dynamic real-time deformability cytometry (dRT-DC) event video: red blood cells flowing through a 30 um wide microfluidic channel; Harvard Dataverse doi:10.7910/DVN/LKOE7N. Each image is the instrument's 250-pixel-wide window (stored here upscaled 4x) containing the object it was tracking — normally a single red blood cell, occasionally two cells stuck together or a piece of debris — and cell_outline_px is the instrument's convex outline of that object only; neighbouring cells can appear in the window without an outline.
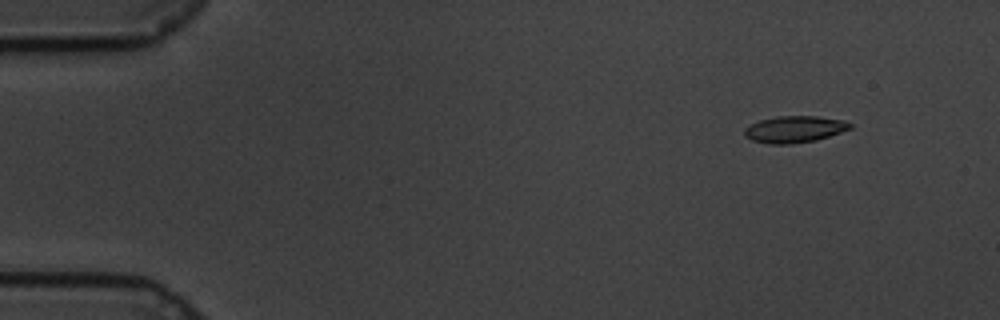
{"species": "common noctule bat (a hibernating species)", "species_latin": "Nyctalus noctula", "temperature_condition": "cold", "stored_images_in_passage": 54, "camera_frame_rate_fps": 3000, "um_per_image_px": 0.085, "animal": {"sex": "male", "body_mass_g": 19.5, "forearm_length_mm": 54.6}, "frame": {"image": 1, "passage_image": 1, "time_ms": 0.0, "image_size_px": [1000, 320], "cell_outline_px": [[852, 128], [816, 140], [788, 144], [768, 144], [752, 140], [744, 136], [744, 128], [760, 120], [776, 116], [816, 116], [844, 120], [852, 124]], "centroid_in_image_um": [67.52, 10.98], "position_along_channel_um": 17.5, "area_um2": 16.36}}
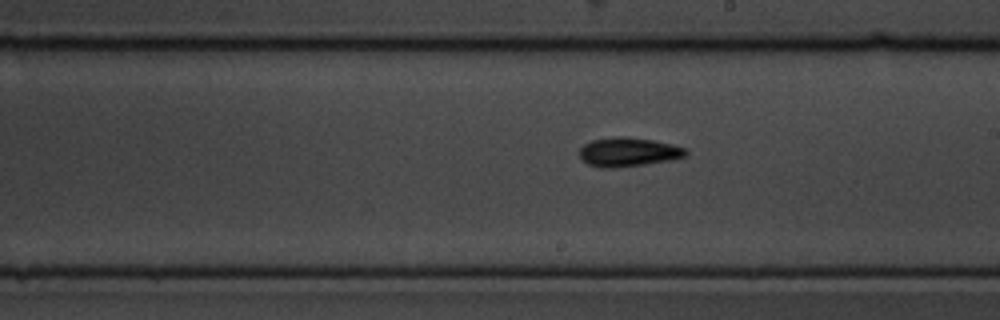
{"frame": {"image": 2, "passage_image": 29, "time_ms": 9.333, "image_size_px": [1000, 320], "cell_outline_px": [[688, 152], [684, 156], [672, 160], [644, 164], [612, 168], [600, 168], [588, 164], [580, 156], [580, 148], [584, 144], [592, 140], [616, 136], [628, 136], [652, 140], [672, 144], [684, 148]], "centroid_in_image_um": [53.39, 12.91], "position_along_channel_um": 235.6, "area_um2": 17.92}}
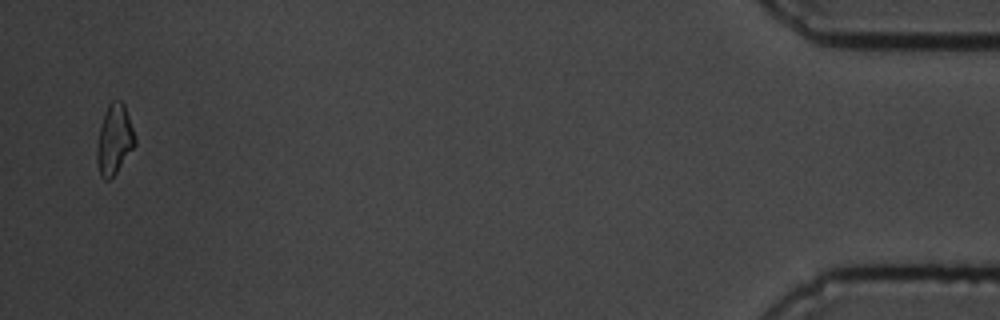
{"frame": {"image": 3, "passage_image": 53, "time_ms": 17.333, "image_size_px": [1000, 320], "cell_outline_px": [[136, 144], [116, 172], [108, 180], [104, 180], [100, 176], [96, 160], [96, 152], [100, 124], [108, 104], [112, 100], [120, 100], [124, 104], [136, 136]], "centroid_in_image_um": [9.71, 11.85], "position_along_channel_um": 425.5, "area_um2": 15.55}, "authors_computed_cell_mechanics": {"area_um2": 16.5019, "velocity_mm_per_s": 3.4058, "shape_relaxation_time_tau1_ms": 5.0203, "shape_relaxation_time_tau2_ms": 9.0042, "deformation_change_tau1": 0.1502, "deformation_change_tau2": 0.1747}}